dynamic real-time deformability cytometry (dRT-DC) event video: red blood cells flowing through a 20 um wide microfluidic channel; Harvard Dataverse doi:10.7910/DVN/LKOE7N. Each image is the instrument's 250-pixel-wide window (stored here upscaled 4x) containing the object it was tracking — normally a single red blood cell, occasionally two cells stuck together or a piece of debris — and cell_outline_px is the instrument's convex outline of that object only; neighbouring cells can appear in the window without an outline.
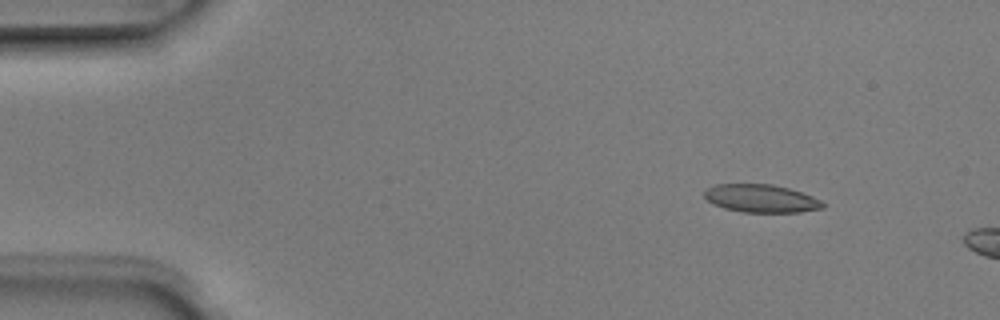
{"species": "Egyptian fruit bat (a non-hibernating species)", "species_latin": "Rousettus aegyptiacus", "temperature_condition": "room temperature", "stored_images_in_passage": 4, "camera_frame_rate_fps": 3000, "um_per_image_px": 0.085, "animal": {"sex": "male"}, "frame": {"image": 1, "passage_image": 2, "time_ms": 0.333, "image_size_px": [1000, 320], "cell_outline_px": [[824, 208], [800, 212], [744, 212], [724, 208], [708, 200], [704, 196], [704, 192], [708, 188], [716, 184], [772, 184], [788, 188], [812, 196], [820, 200], [824, 204]], "centroid_in_image_um": [64.71, 16.87], "position_along_channel_um": 20.3, "area_um2": 19.07}}